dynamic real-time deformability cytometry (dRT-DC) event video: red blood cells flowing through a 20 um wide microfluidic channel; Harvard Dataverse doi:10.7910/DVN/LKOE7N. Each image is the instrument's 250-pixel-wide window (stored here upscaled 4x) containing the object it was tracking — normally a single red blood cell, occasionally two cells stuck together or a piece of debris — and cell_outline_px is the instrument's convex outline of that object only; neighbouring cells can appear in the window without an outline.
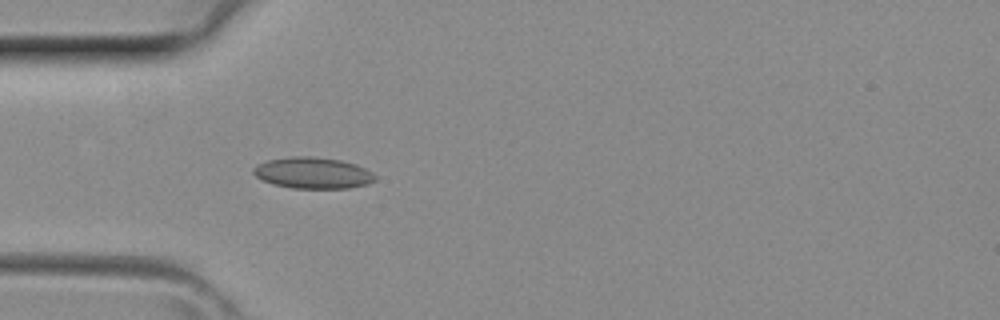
{"species": "common noctule bat (a hibernating species)", "species_latin": "Nyctalus noctula", "temperature_condition": "room temperature", "stored_images_in_passage": 4, "camera_frame_rate_fps": 3000, "um_per_image_px": 0.085, "animal": {"sex": "female", "body_mass_g": 29.2, "forearm_length_mm": 56.3}, "frame": {"image": 1, "passage_image": 4, "time_ms": 1.0, "image_size_px": [1000, 320], "cell_outline_px": [[376, 180], [368, 184], [348, 188], [292, 188], [272, 184], [256, 176], [252, 172], [252, 168], [256, 164], [268, 160], [292, 156], [312, 156], [340, 160], [356, 164], [372, 172], [376, 176]], "centroid_in_image_um": [26.59, 14.7], "position_along_channel_um": 58.4, "area_um2": 22.25}}